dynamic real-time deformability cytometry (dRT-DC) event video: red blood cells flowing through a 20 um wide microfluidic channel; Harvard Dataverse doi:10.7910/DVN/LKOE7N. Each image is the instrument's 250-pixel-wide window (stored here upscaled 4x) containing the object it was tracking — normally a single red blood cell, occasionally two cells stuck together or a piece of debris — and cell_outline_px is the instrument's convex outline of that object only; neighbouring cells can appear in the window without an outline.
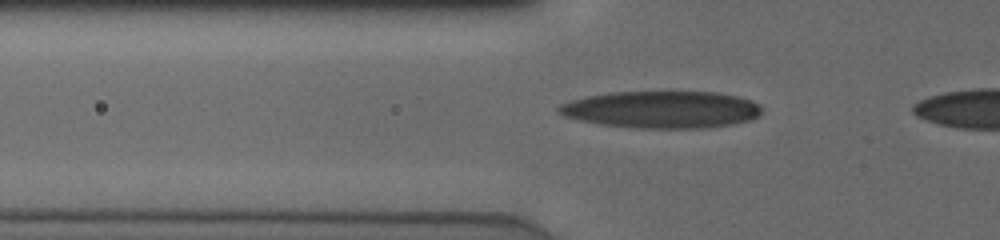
{"species": "human", "species_latin": "Homo sapiens", "temperature_condition": "cold", "stored_images_in_passage": 12, "camera_frame_rate_fps": 3000, "um_per_image_px": 0.085, "donor": {"sex": "male"}, "frame": {"image": 1, "passage_image": 9, "time_ms": 2.667, "image_size_px": [1000, 240], "cell_outline_px": [[760, 116], [752, 120], [728, 124], [700, 128], [636, 128], [600, 124], [580, 120], [568, 116], [560, 112], [556, 108], [560, 104], [572, 100], [588, 96], [612, 92], [716, 92], [736, 96], [752, 100], [760, 104]], "centroid_in_image_um": [56.27, 9.31], "position_along_channel_um": 69.5, "area_um2": 43.58}}